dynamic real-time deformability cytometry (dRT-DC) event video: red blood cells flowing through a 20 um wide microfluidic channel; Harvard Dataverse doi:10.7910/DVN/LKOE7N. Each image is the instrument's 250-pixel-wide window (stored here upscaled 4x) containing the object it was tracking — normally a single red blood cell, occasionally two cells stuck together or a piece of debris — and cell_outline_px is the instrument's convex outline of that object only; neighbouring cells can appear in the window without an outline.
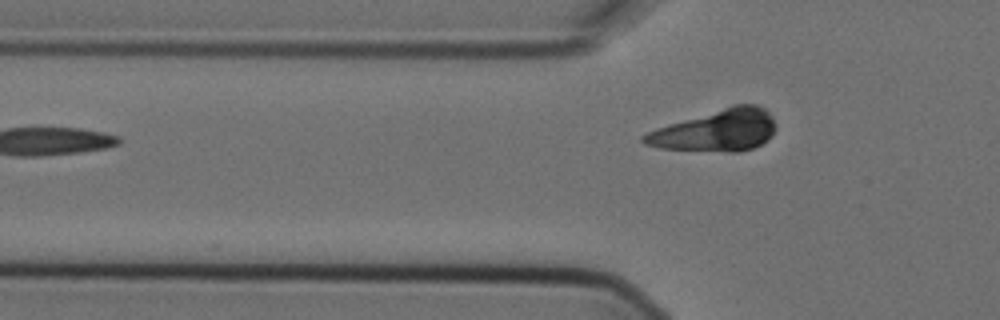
{"species": "Egyptian fruit bat (a non-hibernating species)", "species_latin": "Rousettus aegyptiacus", "temperature_condition": "cold", "stored_images_in_passage": 3, "camera_frame_rate_fps": 3000, "um_per_image_px": 0.085, "animal": {"sex": "female"}, "frame": {"image": 1, "passage_image": 3, "time_ms": 0.667, "image_size_px": [1000, 320], "cell_outline_px": [[776, 128], [772, 136], [768, 140], [752, 148], [736, 152], [728, 152], [660, 148], [644, 144], [640, 140], [640, 136], [656, 128], [668, 124], [732, 104], [756, 104], [764, 108], [772, 116], [776, 124]], "centroid_in_image_um": [60.88, 11.08], "position_along_channel_um": 64.9, "area_um2": 32.25}}